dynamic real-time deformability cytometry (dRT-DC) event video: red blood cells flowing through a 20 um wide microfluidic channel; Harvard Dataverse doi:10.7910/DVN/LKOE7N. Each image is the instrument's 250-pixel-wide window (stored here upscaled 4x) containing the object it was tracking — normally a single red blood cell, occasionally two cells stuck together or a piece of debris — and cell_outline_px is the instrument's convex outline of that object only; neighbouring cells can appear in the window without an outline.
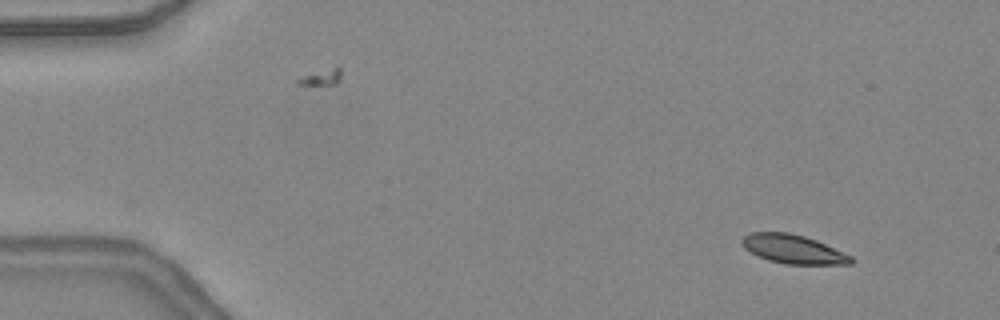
{"species": "common noctule bat (a hibernating species)", "species_latin": "Nyctalus noctula", "temperature_condition": "warm", "stored_images_in_passage": 45, "camera_frame_rate_fps": 3000, "um_per_image_px": 0.085, "animal": {"sex": "female", "body_mass_g": 24.6, "forearm_length_mm": 56.2}, "frame": {"image": 1, "passage_image": 2, "time_ms": 0.333, "image_size_px": [1000, 320], "cell_outline_px": [[852, 264], [784, 264], [768, 260], [744, 248], [740, 244], [740, 240], [744, 236], [752, 232], [788, 232], [804, 236], [816, 240], [852, 256]], "centroid_in_image_um": [67.39, 21.17], "position_along_channel_um": 17.6, "area_um2": 18.21}}
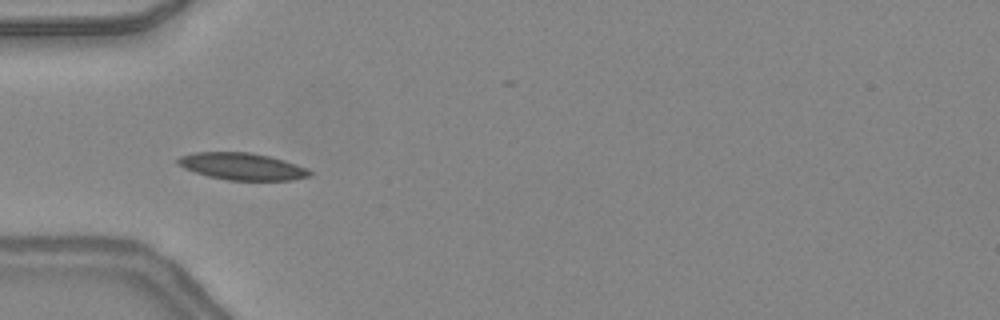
{"frame": {"image": 2, "passage_image": 13, "time_ms": 4.0, "image_size_px": [1000, 320], "cell_outline_px": [[312, 176], [292, 180], [228, 180], [208, 176], [184, 168], [176, 164], [176, 160], [180, 156], [196, 152], [252, 152], [284, 160], [308, 168], [312, 172]], "centroid_in_image_um": [20.6, 14.14], "position_along_channel_um": 64.4, "area_um2": 20.81}}
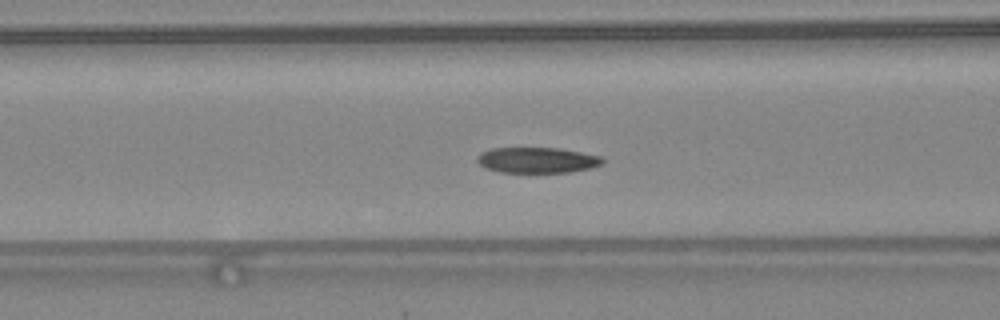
{"frame": {"image": 3, "passage_image": 17, "time_ms": 5.333, "image_size_px": [1000, 320], "cell_outline_px": [[604, 164], [592, 168], [572, 172], [500, 172], [484, 168], [476, 160], [476, 156], [480, 152], [492, 148], [560, 148], [604, 156]], "centroid_in_image_um": [45.69, 13.61], "position_along_channel_um": 120.9, "area_um2": 19.07}, "authors_computed_cell_mechanics": {"area_um2": 19.1896, "velocity_mm_per_s": 4.3346, "shape_relaxation_time_tau1_ms": 4.0814, "shape_relaxation_time_tau2_ms": 3.7035, "deformation_change_tau1": 0.0937, "deformation_change_tau2": 0.0914}}